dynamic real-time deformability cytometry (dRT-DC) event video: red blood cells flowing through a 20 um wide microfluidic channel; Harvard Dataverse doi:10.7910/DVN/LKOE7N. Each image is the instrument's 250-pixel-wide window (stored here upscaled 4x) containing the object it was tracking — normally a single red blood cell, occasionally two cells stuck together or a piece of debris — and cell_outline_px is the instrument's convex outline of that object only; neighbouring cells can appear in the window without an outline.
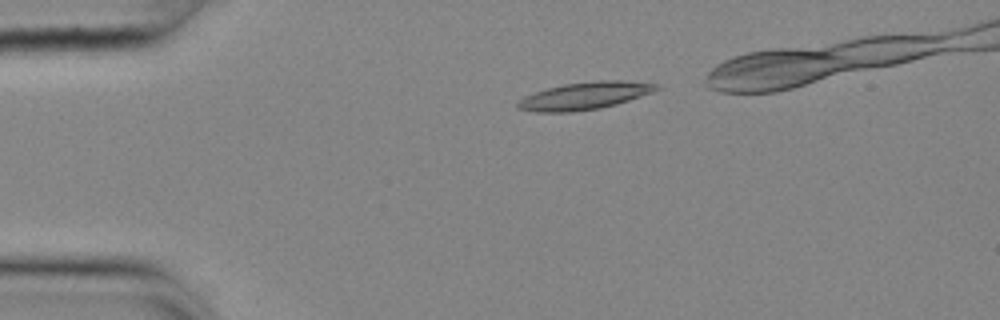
{"species": "common noctule bat (a hibernating species)", "species_latin": "Nyctalus noctula", "temperature_condition": "cold", "stored_images_in_passage": 37, "camera_frame_rate_fps": 3000, "um_per_image_px": 0.085, "animal": {"sex": "female", "body_mass_g": 25.1}, "frame": {"image": 1, "passage_image": 3, "time_ms": 0.667, "image_size_px": [1000, 320], "cell_outline_px": [[660, 88], [652, 92], [616, 104], [600, 108], [572, 112], [536, 112], [516, 108], [516, 100], [524, 96], [548, 88], [564, 84], [592, 80], [620, 80], [660, 84]], "centroid_in_image_um": [49.66, 8.14], "position_along_channel_um": 35.3, "area_um2": 22.2}}
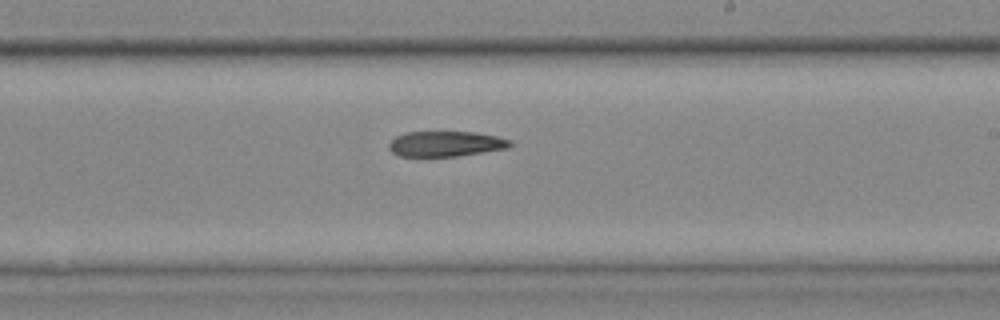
{"frame": {"image": 2, "passage_image": 24, "time_ms": 7.667, "image_size_px": [1000, 320], "cell_outline_px": [[512, 144], [508, 148], [456, 156], [400, 156], [392, 152], [388, 148], [388, 144], [396, 136], [404, 132], [476, 132], [496, 136], [512, 140]], "centroid_in_image_um": [37.88, 12.22], "position_along_channel_um": 251.1, "area_um2": 17.86}}
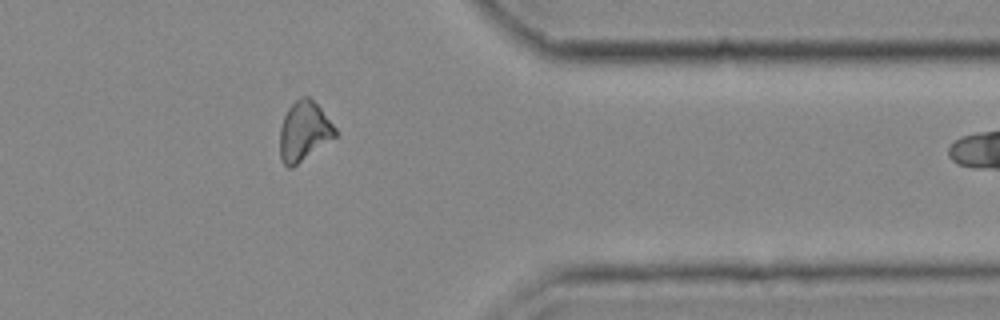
{"frame": {"image": 3, "passage_image": 36, "time_ms": 11.667, "image_size_px": [1000, 320], "cell_outline_px": [[336, 136], [292, 168], [288, 168], [280, 160], [280, 128], [284, 116], [288, 108], [300, 96], [308, 96], [320, 108], [336, 128]], "centroid_in_image_um": [25.81, 11.17], "position_along_channel_um": 385.6, "area_um2": 19.02}}